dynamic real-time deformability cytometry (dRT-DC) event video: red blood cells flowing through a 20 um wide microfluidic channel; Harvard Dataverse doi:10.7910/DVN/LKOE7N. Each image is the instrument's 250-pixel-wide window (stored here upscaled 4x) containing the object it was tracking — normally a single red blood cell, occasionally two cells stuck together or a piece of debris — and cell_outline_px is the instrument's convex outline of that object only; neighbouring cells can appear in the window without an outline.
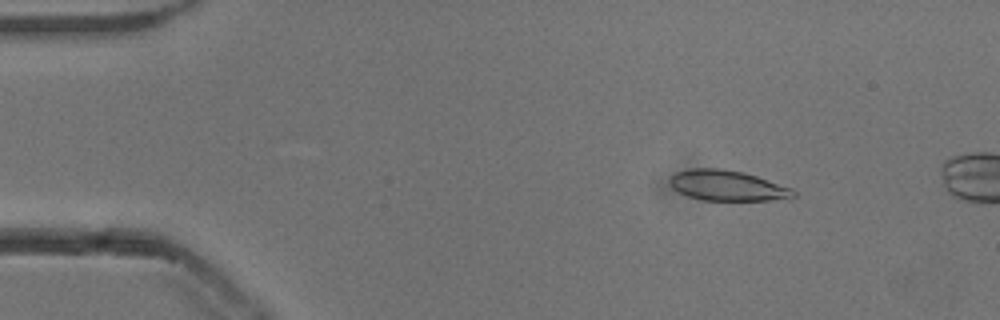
{"species": "common noctule bat (a hibernating species)", "species_latin": "Nyctalus noctula", "temperature_condition": "cold", "stored_images_in_passage": 13, "camera_frame_rate_fps": 3000, "um_per_image_px": 0.085, "animal": {"sex": "male", "body_mass_g": 13.3}, "frame": {"image": 1, "passage_image": 6, "time_ms": 1.667, "image_size_px": [1000, 320], "cell_outline_px": [[796, 196], [768, 200], [704, 200], [688, 196], [672, 188], [668, 180], [676, 172], [692, 168], [720, 168], [744, 172], [792, 188], [796, 192]], "centroid_in_image_um": [61.8, 15.76], "position_along_channel_um": 23.2, "area_um2": 21.73}}